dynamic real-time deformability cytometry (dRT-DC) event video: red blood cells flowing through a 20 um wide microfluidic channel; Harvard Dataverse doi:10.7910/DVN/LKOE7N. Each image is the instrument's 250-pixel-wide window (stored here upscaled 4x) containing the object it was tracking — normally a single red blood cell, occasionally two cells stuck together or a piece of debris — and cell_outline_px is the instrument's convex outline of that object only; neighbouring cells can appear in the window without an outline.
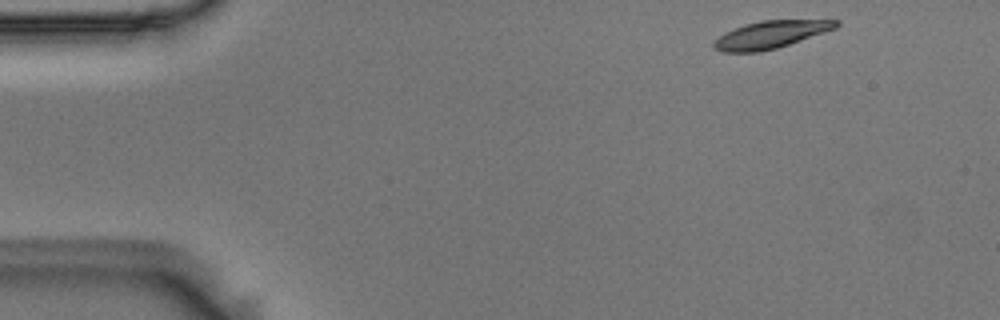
{"species": "Egyptian fruit bat (a non-hibernating species)", "species_latin": "Rousettus aegyptiacus", "temperature_condition": "room temperature", "stored_images_in_passage": 49, "camera_frame_rate_fps": 3000, "um_per_image_px": 0.085, "animal": {"sex": "male"}, "frame": {"image": 1, "passage_image": 1, "time_ms": 0.0, "image_size_px": [1000, 320], "cell_outline_px": [[840, 24], [836, 28], [776, 48], [760, 52], [720, 52], [712, 48], [712, 44], [724, 32], [744, 24], [760, 20], [840, 20]], "centroid_in_image_um": [65.46, 2.94], "position_along_channel_um": 19.5, "area_um2": 19.48}}
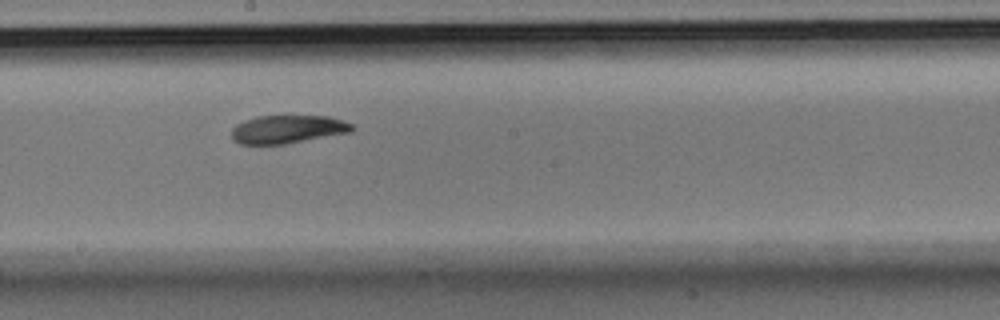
{"frame": {"image": 2, "passage_image": 25, "time_ms": 8.0, "image_size_px": [1000, 320], "cell_outline_px": [[356, 128], [352, 132], [284, 144], [240, 144], [232, 140], [232, 128], [236, 124], [244, 120], [256, 116], [332, 116], [356, 124]], "centroid_in_image_um": [24.5, 10.98], "position_along_channel_um": 223.7, "area_um2": 20.11}}
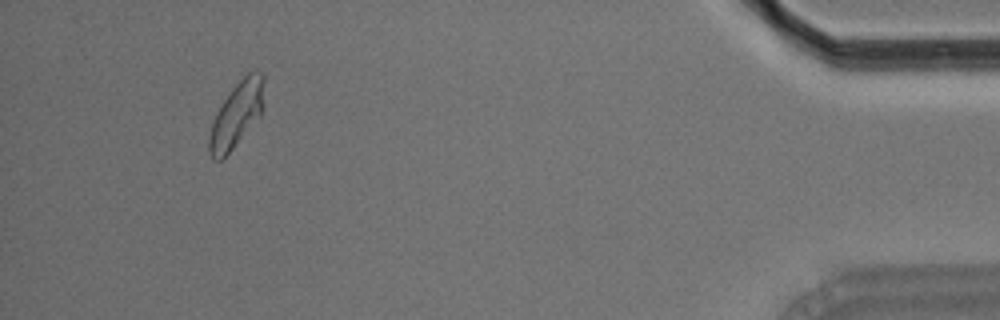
{"frame": {"image": 3, "passage_image": 46, "time_ms": 15.0, "image_size_px": [1000, 320], "cell_outline_px": [[264, 108], [260, 116], [232, 148], [220, 160], [212, 160], [208, 152], [208, 136], [216, 112], [232, 88], [248, 72], [256, 68], [264, 72]], "centroid_in_image_um": [20.13, 9.69], "position_along_channel_um": 415.1, "area_um2": 20.98}, "authors_computed_cell_mechanics": {"area_um2": 20.519, "velocity_mm_per_s": 3.6813, "shape_relaxation_time_tau1_ms": 3.7793, "shape_relaxation_time_tau2_ms": 3.5638, "deformation_change_tau1": 0.1274, "deformation_change_tau2": 0.0866}}